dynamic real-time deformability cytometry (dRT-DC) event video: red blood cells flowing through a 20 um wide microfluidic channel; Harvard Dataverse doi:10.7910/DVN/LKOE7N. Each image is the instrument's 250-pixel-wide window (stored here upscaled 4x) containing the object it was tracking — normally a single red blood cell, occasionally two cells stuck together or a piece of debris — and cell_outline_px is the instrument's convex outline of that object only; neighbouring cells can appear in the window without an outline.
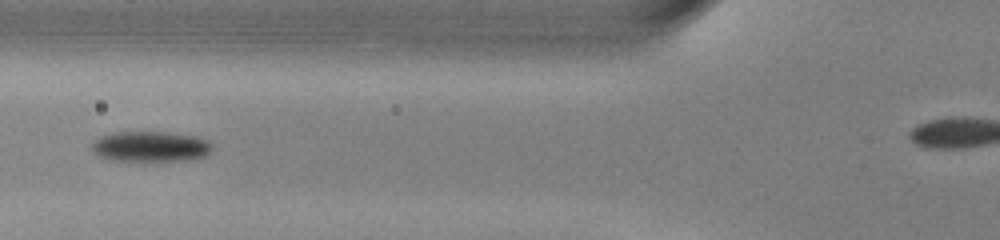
{"species": "common noctule bat (a hibernating species)", "species_latin": "Nyctalus noctula", "temperature_condition": "warm", "stored_images_in_passage": 30, "camera_frame_rate_fps": 3000, "um_per_image_px": 0.085, "animal": {"sex": "male", "body_mass_g": 13.0, "forearm_length_mm": 53.1}, "frame": {"image": 1, "passage_image": 5, "time_ms": 1.333, "image_size_px": [1000, 240], "cell_outline_px": [[212, 148], [204, 156], [188, 160], [116, 160], [100, 156], [92, 148], [92, 144], [100, 136], [112, 132], [164, 132], [196, 136], [208, 140], [212, 144]], "centroid_in_image_um": [12.82, 12.43], "position_along_channel_um": 113.0, "area_um2": 20.98}}